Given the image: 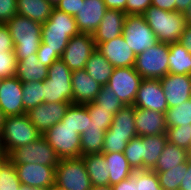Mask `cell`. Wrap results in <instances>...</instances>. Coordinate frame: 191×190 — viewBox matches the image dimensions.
<instances>
[{
	"label": "cell",
	"instance_id": "6da1fadb",
	"mask_svg": "<svg viewBox=\"0 0 191 190\" xmlns=\"http://www.w3.org/2000/svg\"><path fill=\"white\" fill-rule=\"evenodd\" d=\"M79 33L74 16L54 8L49 19L42 24L40 47L61 57L69 40Z\"/></svg>",
	"mask_w": 191,
	"mask_h": 190
},
{
	"label": "cell",
	"instance_id": "7a4b0ae2",
	"mask_svg": "<svg viewBox=\"0 0 191 190\" xmlns=\"http://www.w3.org/2000/svg\"><path fill=\"white\" fill-rule=\"evenodd\" d=\"M14 42L16 60H22L29 55L37 54L42 41V24L27 17L15 15L5 23Z\"/></svg>",
	"mask_w": 191,
	"mask_h": 190
},
{
	"label": "cell",
	"instance_id": "3957f363",
	"mask_svg": "<svg viewBox=\"0 0 191 190\" xmlns=\"http://www.w3.org/2000/svg\"><path fill=\"white\" fill-rule=\"evenodd\" d=\"M142 15L158 42H178L186 26L182 12H170L151 5Z\"/></svg>",
	"mask_w": 191,
	"mask_h": 190
},
{
	"label": "cell",
	"instance_id": "277c9868",
	"mask_svg": "<svg viewBox=\"0 0 191 190\" xmlns=\"http://www.w3.org/2000/svg\"><path fill=\"white\" fill-rule=\"evenodd\" d=\"M42 134L30 122L27 114L5 117L0 133L1 148L4 155H9L14 149L28 145Z\"/></svg>",
	"mask_w": 191,
	"mask_h": 190
},
{
	"label": "cell",
	"instance_id": "5b68a950",
	"mask_svg": "<svg viewBox=\"0 0 191 190\" xmlns=\"http://www.w3.org/2000/svg\"><path fill=\"white\" fill-rule=\"evenodd\" d=\"M44 102H71L73 104L72 71L61 60L49 68L43 81Z\"/></svg>",
	"mask_w": 191,
	"mask_h": 190
},
{
	"label": "cell",
	"instance_id": "8992f818",
	"mask_svg": "<svg viewBox=\"0 0 191 190\" xmlns=\"http://www.w3.org/2000/svg\"><path fill=\"white\" fill-rule=\"evenodd\" d=\"M134 68L143 79H161L169 73V43L158 42L136 55Z\"/></svg>",
	"mask_w": 191,
	"mask_h": 190
},
{
	"label": "cell",
	"instance_id": "52a82bcc",
	"mask_svg": "<svg viewBox=\"0 0 191 190\" xmlns=\"http://www.w3.org/2000/svg\"><path fill=\"white\" fill-rule=\"evenodd\" d=\"M60 159L81 157V136L71 126L61 121L42 135Z\"/></svg>",
	"mask_w": 191,
	"mask_h": 190
},
{
	"label": "cell",
	"instance_id": "ba28073f",
	"mask_svg": "<svg viewBox=\"0 0 191 190\" xmlns=\"http://www.w3.org/2000/svg\"><path fill=\"white\" fill-rule=\"evenodd\" d=\"M55 184L67 190H90L93 186L83 159H60L55 168Z\"/></svg>",
	"mask_w": 191,
	"mask_h": 190
},
{
	"label": "cell",
	"instance_id": "9c48e42d",
	"mask_svg": "<svg viewBox=\"0 0 191 190\" xmlns=\"http://www.w3.org/2000/svg\"><path fill=\"white\" fill-rule=\"evenodd\" d=\"M8 159L13 164H42L54 168L60 161L56 151L43 136L28 145L14 149L8 155Z\"/></svg>",
	"mask_w": 191,
	"mask_h": 190
},
{
	"label": "cell",
	"instance_id": "30bf717a",
	"mask_svg": "<svg viewBox=\"0 0 191 190\" xmlns=\"http://www.w3.org/2000/svg\"><path fill=\"white\" fill-rule=\"evenodd\" d=\"M122 35L135 55L158 43L143 15H126Z\"/></svg>",
	"mask_w": 191,
	"mask_h": 190
},
{
	"label": "cell",
	"instance_id": "8fae6325",
	"mask_svg": "<svg viewBox=\"0 0 191 190\" xmlns=\"http://www.w3.org/2000/svg\"><path fill=\"white\" fill-rule=\"evenodd\" d=\"M143 78L134 67L114 68L107 86L124 105H133Z\"/></svg>",
	"mask_w": 191,
	"mask_h": 190
},
{
	"label": "cell",
	"instance_id": "7c38bea8",
	"mask_svg": "<svg viewBox=\"0 0 191 190\" xmlns=\"http://www.w3.org/2000/svg\"><path fill=\"white\" fill-rule=\"evenodd\" d=\"M97 49L92 34L79 33L73 36L60 59L71 71L84 69L90 55Z\"/></svg>",
	"mask_w": 191,
	"mask_h": 190
},
{
	"label": "cell",
	"instance_id": "4fadbf2b",
	"mask_svg": "<svg viewBox=\"0 0 191 190\" xmlns=\"http://www.w3.org/2000/svg\"><path fill=\"white\" fill-rule=\"evenodd\" d=\"M71 102H43L26 112L30 122L43 135L48 129L59 123Z\"/></svg>",
	"mask_w": 191,
	"mask_h": 190
},
{
	"label": "cell",
	"instance_id": "5bb4252c",
	"mask_svg": "<svg viewBox=\"0 0 191 190\" xmlns=\"http://www.w3.org/2000/svg\"><path fill=\"white\" fill-rule=\"evenodd\" d=\"M133 105L165 114L168 105L160 80L143 79Z\"/></svg>",
	"mask_w": 191,
	"mask_h": 190
},
{
	"label": "cell",
	"instance_id": "9a60e30c",
	"mask_svg": "<svg viewBox=\"0 0 191 190\" xmlns=\"http://www.w3.org/2000/svg\"><path fill=\"white\" fill-rule=\"evenodd\" d=\"M22 83L16 76L3 78L0 85V108L5 117L25 114Z\"/></svg>",
	"mask_w": 191,
	"mask_h": 190
},
{
	"label": "cell",
	"instance_id": "2e32d148",
	"mask_svg": "<svg viewBox=\"0 0 191 190\" xmlns=\"http://www.w3.org/2000/svg\"><path fill=\"white\" fill-rule=\"evenodd\" d=\"M97 50L114 68L134 67L136 55L130 49L123 35L97 45Z\"/></svg>",
	"mask_w": 191,
	"mask_h": 190
},
{
	"label": "cell",
	"instance_id": "e0dca14e",
	"mask_svg": "<svg viewBox=\"0 0 191 190\" xmlns=\"http://www.w3.org/2000/svg\"><path fill=\"white\" fill-rule=\"evenodd\" d=\"M159 80L168 108L181 105L186 100L191 99V75L168 73Z\"/></svg>",
	"mask_w": 191,
	"mask_h": 190
},
{
	"label": "cell",
	"instance_id": "ac0fdd59",
	"mask_svg": "<svg viewBox=\"0 0 191 190\" xmlns=\"http://www.w3.org/2000/svg\"><path fill=\"white\" fill-rule=\"evenodd\" d=\"M22 185L48 187L55 184V168L42 164H14Z\"/></svg>",
	"mask_w": 191,
	"mask_h": 190
},
{
	"label": "cell",
	"instance_id": "d6986e66",
	"mask_svg": "<svg viewBox=\"0 0 191 190\" xmlns=\"http://www.w3.org/2000/svg\"><path fill=\"white\" fill-rule=\"evenodd\" d=\"M107 8L104 0L80 1L75 21L80 33L93 34L99 27Z\"/></svg>",
	"mask_w": 191,
	"mask_h": 190
},
{
	"label": "cell",
	"instance_id": "ffe728a7",
	"mask_svg": "<svg viewBox=\"0 0 191 190\" xmlns=\"http://www.w3.org/2000/svg\"><path fill=\"white\" fill-rule=\"evenodd\" d=\"M135 128L137 136L166 134L165 114L135 107Z\"/></svg>",
	"mask_w": 191,
	"mask_h": 190
},
{
	"label": "cell",
	"instance_id": "44dd1931",
	"mask_svg": "<svg viewBox=\"0 0 191 190\" xmlns=\"http://www.w3.org/2000/svg\"><path fill=\"white\" fill-rule=\"evenodd\" d=\"M73 104H86L95 100L102 86L80 69L72 71Z\"/></svg>",
	"mask_w": 191,
	"mask_h": 190
},
{
	"label": "cell",
	"instance_id": "7402d4cb",
	"mask_svg": "<svg viewBox=\"0 0 191 190\" xmlns=\"http://www.w3.org/2000/svg\"><path fill=\"white\" fill-rule=\"evenodd\" d=\"M125 17L123 11L107 9L99 27L92 34L96 46L122 35Z\"/></svg>",
	"mask_w": 191,
	"mask_h": 190
},
{
	"label": "cell",
	"instance_id": "603a6c76",
	"mask_svg": "<svg viewBox=\"0 0 191 190\" xmlns=\"http://www.w3.org/2000/svg\"><path fill=\"white\" fill-rule=\"evenodd\" d=\"M166 134L139 137L140 157L143 159V170H152L167 143Z\"/></svg>",
	"mask_w": 191,
	"mask_h": 190
},
{
	"label": "cell",
	"instance_id": "cb8c5ba5",
	"mask_svg": "<svg viewBox=\"0 0 191 190\" xmlns=\"http://www.w3.org/2000/svg\"><path fill=\"white\" fill-rule=\"evenodd\" d=\"M48 67L38 59L37 54L17 61L16 77L21 83L44 81L47 78Z\"/></svg>",
	"mask_w": 191,
	"mask_h": 190
},
{
	"label": "cell",
	"instance_id": "d4e9b609",
	"mask_svg": "<svg viewBox=\"0 0 191 190\" xmlns=\"http://www.w3.org/2000/svg\"><path fill=\"white\" fill-rule=\"evenodd\" d=\"M135 124V106L125 105L114 114L111 126L107 130L112 135L126 136V139H133L137 137Z\"/></svg>",
	"mask_w": 191,
	"mask_h": 190
},
{
	"label": "cell",
	"instance_id": "484cf974",
	"mask_svg": "<svg viewBox=\"0 0 191 190\" xmlns=\"http://www.w3.org/2000/svg\"><path fill=\"white\" fill-rule=\"evenodd\" d=\"M54 8L55 5L47 0H17V15L41 24L49 19Z\"/></svg>",
	"mask_w": 191,
	"mask_h": 190
},
{
	"label": "cell",
	"instance_id": "4316f807",
	"mask_svg": "<svg viewBox=\"0 0 191 190\" xmlns=\"http://www.w3.org/2000/svg\"><path fill=\"white\" fill-rule=\"evenodd\" d=\"M84 161L92 186H109V171L102 153L81 156Z\"/></svg>",
	"mask_w": 191,
	"mask_h": 190
},
{
	"label": "cell",
	"instance_id": "83f0119b",
	"mask_svg": "<svg viewBox=\"0 0 191 190\" xmlns=\"http://www.w3.org/2000/svg\"><path fill=\"white\" fill-rule=\"evenodd\" d=\"M109 171V186L120 183L132 176L134 170L128 163L123 152L102 153Z\"/></svg>",
	"mask_w": 191,
	"mask_h": 190
},
{
	"label": "cell",
	"instance_id": "f1b7e54d",
	"mask_svg": "<svg viewBox=\"0 0 191 190\" xmlns=\"http://www.w3.org/2000/svg\"><path fill=\"white\" fill-rule=\"evenodd\" d=\"M105 132L102 125L88 119L86 130L81 136V156L88 154H100L104 147Z\"/></svg>",
	"mask_w": 191,
	"mask_h": 190
},
{
	"label": "cell",
	"instance_id": "f546056e",
	"mask_svg": "<svg viewBox=\"0 0 191 190\" xmlns=\"http://www.w3.org/2000/svg\"><path fill=\"white\" fill-rule=\"evenodd\" d=\"M86 73L98 82L101 86L108 84L114 67L110 62L96 49L85 65Z\"/></svg>",
	"mask_w": 191,
	"mask_h": 190
},
{
	"label": "cell",
	"instance_id": "4dcf8cb0",
	"mask_svg": "<svg viewBox=\"0 0 191 190\" xmlns=\"http://www.w3.org/2000/svg\"><path fill=\"white\" fill-rule=\"evenodd\" d=\"M169 73L191 75V54L179 42L169 43Z\"/></svg>",
	"mask_w": 191,
	"mask_h": 190
},
{
	"label": "cell",
	"instance_id": "1f68e13d",
	"mask_svg": "<svg viewBox=\"0 0 191 190\" xmlns=\"http://www.w3.org/2000/svg\"><path fill=\"white\" fill-rule=\"evenodd\" d=\"M188 161V151L174 144L167 142L165 147L152 169L155 172H164Z\"/></svg>",
	"mask_w": 191,
	"mask_h": 190
},
{
	"label": "cell",
	"instance_id": "d6a6232c",
	"mask_svg": "<svg viewBox=\"0 0 191 190\" xmlns=\"http://www.w3.org/2000/svg\"><path fill=\"white\" fill-rule=\"evenodd\" d=\"M90 115L87 107L82 104H71L61 122L71 126L80 135L86 130Z\"/></svg>",
	"mask_w": 191,
	"mask_h": 190
},
{
	"label": "cell",
	"instance_id": "836d02e7",
	"mask_svg": "<svg viewBox=\"0 0 191 190\" xmlns=\"http://www.w3.org/2000/svg\"><path fill=\"white\" fill-rule=\"evenodd\" d=\"M166 126L177 127L191 125V99L181 105L168 108L165 113Z\"/></svg>",
	"mask_w": 191,
	"mask_h": 190
},
{
	"label": "cell",
	"instance_id": "e575fe53",
	"mask_svg": "<svg viewBox=\"0 0 191 190\" xmlns=\"http://www.w3.org/2000/svg\"><path fill=\"white\" fill-rule=\"evenodd\" d=\"M188 161L182 163L170 170L164 172H156L159 184L163 190H179L180 183L187 173Z\"/></svg>",
	"mask_w": 191,
	"mask_h": 190
},
{
	"label": "cell",
	"instance_id": "d590c367",
	"mask_svg": "<svg viewBox=\"0 0 191 190\" xmlns=\"http://www.w3.org/2000/svg\"><path fill=\"white\" fill-rule=\"evenodd\" d=\"M23 107L27 112L44 102L43 81L22 83Z\"/></svg>",
	"mask_w": 191,
	"mask_h": 190
},
{
	"label": "cell",
	"instance_id": "8d00e7d4",
	"mask_svg": "<svg viewBox=\"0 0 191 190\" xmlns=\"http://www.w3.org/2000/svg\"><path fill=\"white\" fill-rule=\"evenodd\" d=\"M97 105V109H105L116 114L125 105L117 97L116 93L107 85L102 86L100 92L96 95L95 100L92 102Z\"/></svg>",
	"mask_w": 191,
	"mask_h": 190
},
{
	"label": "cell",
	"instance_id": "74e56055",
	"mask_svg": "<svg viewBox=\"0 0 191 190\" xmlns=\"http://www.w3.org/2000/svg\"><path fill=\"white\" fill-rule=\"evenodd\" d=\"M21 185L14 164L7 159L0 167V190H20Z\"/></svg>",
	"mask_w": 191,
	"mask_h": 190
},
{
	"label": "cell",
	"instance_id": "f35d334b",
	"mask_svg": "<svg viewBox=\"0 0 191 190\" xmlns=\"http://www.w3.org/2000/svg\"><path fill=\"white\" fill-rule=\"evenodd\" d=\"M167 141L187 151L191 148V125L168 127Z\"/></svg>",
	"mask_w": 191,
	"mask_h": 190
},
{
	"label": "cell",
	"instance_id": "ab89813d",
	"mask_svg": "<svg viewBox=\"0 0 191 190\" xmlns=\"http://www.w3.org/2000/svg\"><path fill=\"white\" fill-rule=\"evenodd\" d=\"M135 182L137 190H163L158 176L153 170H135Z\"/></svg>",
	"mask_w": 191,
	"mask_h": 190
},
{
	"label": "cell",
	"instance_id": "60d3db41",
	"mask_svg": "<svg viewBox=\"0 0 191 190\" xmlns=\"http://www.w3.org/2000/svg\"><path fill=\"white\" fill-rule=\"evenodd\" d=\"M84 105L87 107L91 120L98 125H102L103 131H107V129L111 126L114 114L109 110L97 109V105L92 102Z\"/></svg>",
	"mask_w": 191,
	"mask_h": 190
},
{
	"label": "cell",
	"instance_id": "b9f144b4",
	"mask_svg": "<svg viewBox=\"0 0 191 190\" xmlns=\"http://www.w3.org/2000/svg\"><path fill=\"white\" fill-rule=\"evenodd\" d=\"M123 153L134 171L143 170V159L140 157L139 151V136L131 139L127 143Z\"/></svg>",
	"mask_w": 191,
	"mask_h": 190
},
{
	"label": "cell",
	"instance_id": "7bdbcfd3",
	"mask_svg": "<svg viewBox=\"0 0 191 190\" xmlns=\"http://www.w3.org/2000/svg\"><path fill=\"white\" fill-rule=\"evenodd\" d=\"M17 60L14 51H0V78L16 75Z\"/></svg>",
	"mask_w": 191,
	"mask_h": 190
},
{
	"label": "cell",
	"instance_id": "ee69618b",
	"mask_svg": "<svg viewBox=\"0 0 191 190\" xmlns=\"http://www.w3.org/2000/svg\"><path fill=\"white\" fill-rule=\"evenodd\" d=\"M130 140L131 139H126V136L112 135L107 130L105 132L102 153L124 152V149Z\"/></svg>",
	"mask_w": 191,
	"mask_h": 190
},
{
	"label": "cell",
	"instance_id": "f6af8a7d",
	"mask_svg": "<svg viewBox=\"0 0 191 190\" xmlns=\"http://www.w3.org/2000/svg\"><path fill=\"white\" fill-rule=\"evenodd\" d=\"M17 15V0H0V24H5Z\"/></svg>",
	"mask_w": 191,
	"mask_h": 190
},
{
	"label": "cell",
	"instance_id": "bcb514c9",
	"mask_svg": "<svg viewBox=\"0 0 191 190\" xmlns=\"http://www.w3.org/2000/svg\"><path fill=\"white\" fill-rule=\"evenodd\" d=\"M151 5L152 0H127L126 15H142Z\"/></svg>",
	"mask_w": 191,
	"mask_h": 190
},
{
	"label": "cell",
	"instance_id": "7dc6e473",
	"mask_svg": "<svg viewBox=\"0 0 191 190\" xmlns=\"http://www.w3.org/2000/svg\"><path fill=\"white\" fill-rule=\"evenodd\" d=\"M80 1L83 0H59L55 8L75 17L78 14Z\"/></svg>",
	"mask_w": 191,
	"mask_h": 190
},
{
	"label": "cell",
	"instance_id": "c3c4849f",
	"mask_svg": "<svg viewBox=\"0 0 191 190\" xmlns=\"http://www.w3.org/2000/svg\"><path fill=\"white\" fill-rule=\"evenodd\" d=\"M0 51H14V42L5 24H0Z\"/></svg>",
	"mask_w": 191,
	"mask_h": 190
},
{
	"label": "cell",
	"instance_id": "681fc988",
	"mask_svg": "<svg viewBox=\"0 0 191 190\" xmlns=\"http://www.w3.org/2000/svg\"><path fill=\"white\" fill-rule=\"evenodd\" d=\"M37 56L41 64H44L46 67H50L56 60L60 59L54 51L50 49H42L40 46L37 51Z\"/></svg>",
	"mask_w": 191,
	"mask_h": 190
},
{
	"label": "cell",
	"instance_id": "f907efd6",
	"mask_svg": "<svg viewBox=\"0 0 191 190\" xmlns=\"http://www.w3.org/2000/svg\"><path fill=\"white\" fill-rule=\"evenodd\" d=\"M112 187V190H137V185L135 182V171L131 177L122 180L120 183L115 184Z\"/></svg>",
	"mask_w": 191,
	"mask_h": 190
},
{
	"label": "cell",
	"instance_id": "816d5d0a",
	"mask_svg": "<svg viewBox=\"0 0 191 190\" xmlns=\"http://www.w3.org/2000/svg\"><path fill=\"white\" fill-rule=\"evenodd\" d=\"M191 54V25H186L178 41Z\"/></svg>",
	"mask_w": 191,
	"mask_h": 190
},
{
	"label": "cell",
	"instance_id": "f5cc1de1",
	"mask_svg": "<svg viewBox=\"0 0 191 190\" xmlns=\"http://www.w3.org/2000/svg\"><path fill=\"white\" fill-rule=\"evenodd\" d=\"M152 6L167 10L170 12L176 11V2L175 0H152Z\"/></svg>",
	"mask_w": 191,
	"mask_h": 190
},
{
	"label": "cell",
	"instance_id": "db71d44e",
	"mask_svg": "<svg viewBox=\"0 0 191 190\" xmlns=\"http://www.w3.org/2000/svg\"><path fill=\"white\" fill-rule=\"evenodd\" d=\"M127 0H104L107 9L120 10L126 13Z\"/></svg>",
	"mask_w": 191,
	"mask_h": 190
},
{
	"label": "cell",
	"instance_id": "11a10c76",
	"mask_svg": "<svg viewBox=\"0 0 191 190\" xmlns=\"http://www.w3.org/2000/svg\"><path fill=\"white\" fill-rule=\"evenodd\" d=\"M179 190H191V163L188 162V170L183 177Z\"/></svg>",
	"mask_w": 191,
	"mask_h": 190
},
{
	"label": "cell",
	"instance_id": "9f6ffc18",
	"mask_svg": "<svg viewBox=\"0 0 191 190\" xmlns=\"http://www.w3.org/2000/svg\"><path fill=\"white\" fill-rule=\"evenodd\" d=\"M176 11L184 13L191 4V0H175Z\"/></svg>",
	"mask_w": 191,
	"mask_h": 190
},
{
	"label": "cell",
	"instance_id": "6f0895ef",
	"mask_svg": "<svg viewBox=\"0 0 191 190\" xmlns=\"http://www.w3.org/2000/svg\"><path fill=\"white\" fill-rule=\"evenodd\" d=\"M20 190H51V188H48V187H31V186L21 185Z\"/></svg>",
	"mask_w": 191,
	"mask_h": 190
},
{
	"label": "cell",
	"instance_id": "680465c9",
	"mask_svg": "<svg viewBox=\"0 0 191 190\" xmlns=\"http://www.w3.org/2000/svg\"><path fill=\"white\" fill-rule=\"evenodd\" d=\"M186 25H191V4L184 12Z\"/></svg>",
	"mask_w": 191,
	"mask_h": 190
},
{
	"label": "cell",
	"instance_id": "91938a15",
	"mask_svg": "<svg viewBox=\"0 0 191 190\" xmlns=\"http://www.w3.org/2000/svg\"><path fill=\"white\" fill-rule=\"evenodd\" d=\"M90 190H112V187H110V186H102V187L93 186Z\"/></svg>",
	"mask_w": 191,
	"mask_h": 190
},
{
	"label": "cell",
	"instance_id": "94428289",
	"mask_svg": "<svg viewBox=\"0 0 191 190\" xmlns=\"http://www.w3.org/2000/svg\"><path fill=\"white\" fill-rule=\"evenodd\" d=\"M4 119H5V116L3 114V112L1 111V108H0V133L2 131V126H3V123H4Z\"/></svg>",
	"mask_w": 191,
	"mask_h": 190
},
{
	"label": "cell",
	"instance_id": "6125c7cd",
	"mask_svg": "<svg viewBox=\"0 0 191 190\" xmlns=\"http://www.w3.org/2000/svg\"><path fill=\"white\" fill-rule=\"evenodd\" d=\"M8 159L7 155H3L2 157H0V167L1 165Z\"/></svg>",
	"mask_w": 191,
	"mask_h": 190
},
{
	"label": "cell",
	"instance_id": "be15d7a7",
	"mask_svg": "<svg viewBox=\"0 0 191 190\" xmlns=\"http://www.w3.org/2000/svg\"><path fill=\"white\" fill-rule=\"evenodd\" d=\"M51 190H67V189H64L56 184H54L52 187H51Z\"/></svg>",
	"mask_w": 191,
	"mask_h": 190
},
{
	"label": "cell",
	"instance_id": "e7e4bbea",
	"mask_svg": "<svg viewBox=\"0 0 191 190\" xmlns=\"http://www.w3.org/2000/svg\"><path fill=\"white\" fill-rule=\"evenodd\" d=\"M188 162L191 163V148L188 150Z\"/></svg>",
	"mask_w": 191,
	"mask_h": 190
},
{
	"label": "cell",
	"instance_id": "03108f58",
	"mask_svg": "<svg viewBox=\"0 0 191 190\" xmlns=\"http://www.w3.org/2000/svg\"><path fill=\"white\" fill-rule=\"evenodd\" d=\"M47 1L52 2L54 5H56L59 0H47Z\"/></svg>",
	"mask_w": 191,
	"mask_h": 190
},
{
	"label": "cell",
	"instance_id": "003e7915",
	"mask_svg": "<svg viewBox=\"0 0 191 190\" xmlns=\"http://www.w3.org/2000/svg\"><path fill=\"white\" fill-rule=\"evenodd\" d=\"M3 155H4V153H3V150L1 148V142H0V157H2Z\"/></svg>",
	"mask_w": 191,
	"mask_h": 190
}]
</instances>
